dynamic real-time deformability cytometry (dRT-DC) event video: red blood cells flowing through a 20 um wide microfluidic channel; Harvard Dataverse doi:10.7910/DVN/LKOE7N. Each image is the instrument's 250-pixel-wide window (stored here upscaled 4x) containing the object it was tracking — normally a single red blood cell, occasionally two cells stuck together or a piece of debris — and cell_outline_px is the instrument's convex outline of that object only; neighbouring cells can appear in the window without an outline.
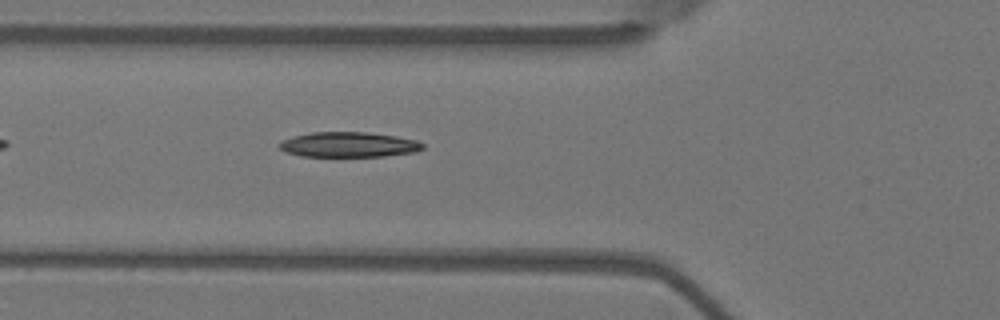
{"species": "Egyptian fruit bat (a non-hibernating species)", "species_latin": "Rousettus aegyptiacus", "temperature_condition": "warm", "stored_images_in_passage": 38, "camera_frame_rate_fps": 3000, "um_per_image_px": 0.085, "animal": {"sex": "female"}, "frame": {"image": 1, "passage_image": 3, "time_ms": 0.667, "image_size_px": [1000, 320], "cell_outline_px": [[424, 148], [416, 152], [384, 156], [300, 156], [288, 152], [280, 148], [276, 144], [280, 140], [292, 136], [312, 132], [368, 132], [396, 136], [416, 140], [424, 144]], "centroid_in_image_um": [29.62, 12.28], "position_along_channel_um": 96.2, "area_um2": 21.1}}
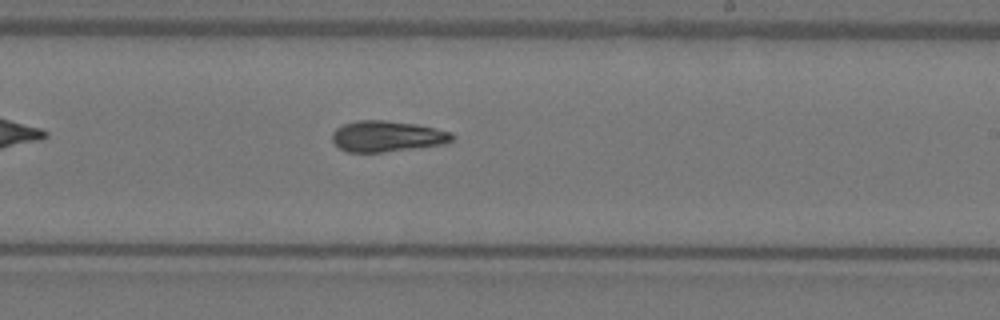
{"frame": {"image": 2, "passage_image": 16, "time_ms": 5.0, "image_size_px": [1000, 320], "cell_outline_px": [[456, 136], [452, 140], [444, 144], [380, 152], [348, 152], [340, 148], [332, 140], [332, 132], [336, 128], [344, 124], [356, 120], [384, 120], [416, 124], [452, 132]], "centroid_in_image_um": [32.9, 11.57], "position_along_channel_um": 256.1, "area_um2": 21.5}}
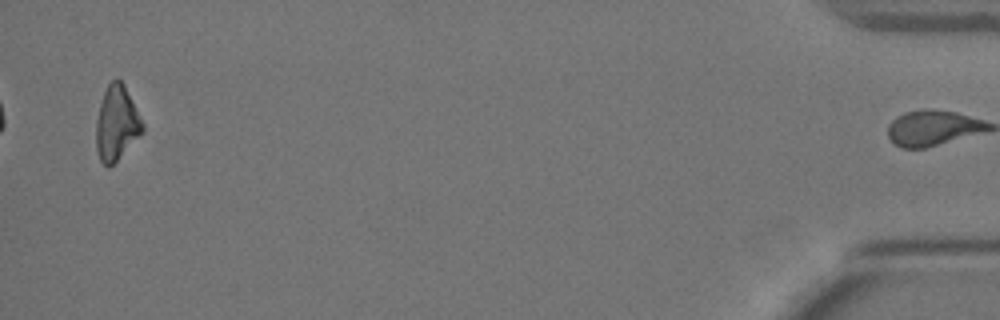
{"frame": {"image": 3, "passage_image": 37, "time_ms": 12.0, "image_size_px": [1000, 320], "cell_outline_px": [[144, 132], [108, 168], [100, 160], [96, 148], [96, 120], [100, 104], [104, 92], [108, 84], [116, 76], [124, 84], [144, 124]], "centroid_in_image_um": [9.91, 10.45], "position_along_channel_um": 425.3, "area_um2": 20.06}}